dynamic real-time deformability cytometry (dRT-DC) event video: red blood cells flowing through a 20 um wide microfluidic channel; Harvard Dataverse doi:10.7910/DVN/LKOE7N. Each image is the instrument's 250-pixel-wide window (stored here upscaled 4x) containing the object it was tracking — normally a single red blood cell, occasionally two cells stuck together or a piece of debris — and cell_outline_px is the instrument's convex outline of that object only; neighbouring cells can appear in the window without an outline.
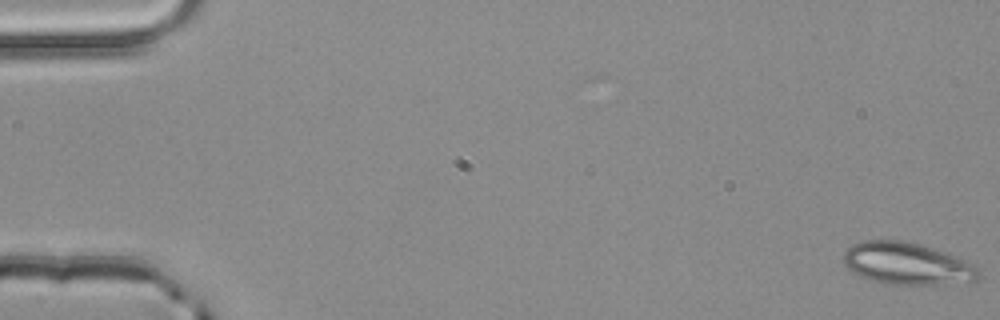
{"species": "common noctule bat (a hibernating species)", "species_latin": "Nyctalus noctula", "temperature_condition": "room temperature", "stored_images_in_passage": 4, "camera_frame_rate_fps": 3000, "um_per_image_px": 0.085, "animal": {"sex": "male", "body_mass_g": 20.4}, "frame": {"image": 1, "passage_image": 1, "time_ms": 0.0, "image_size_px": [1000, 320], "cell_outline_px": [[980, 276], [972, 280], [936, 284], [896, 284], [876, 280], [864, 276], [848, 268], [844, 264], [844, 252], [852, 244], [864, 240], [904, 240], [920, 244], [968, 260], [976, 264], [980, 268]], "centroid_in_image_um": [77.14, 22.37], "position_along_channel_um": 7.9, "area_um2": 32.6}}